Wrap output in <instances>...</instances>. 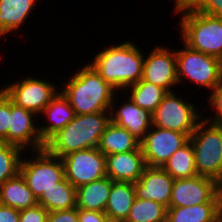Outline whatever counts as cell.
Instances as JSON below:
<instances>
[{
  "label": "cell",
  "mask_w": 222,
  "mask_h": 222,
  "mask_svg": "<svg viewBox=\"0 0 222 222\" xmlns=\"http://www.w3.org/2000/svg\"><path fill=\"white\" fill-rule=\"evenodd\" d=\"M144 52L135 43L112 44L97 52L90 64L116 90L125 92L128 86L143 77Z\"/></svg>",
  "instance_id": "1"
},
{
  "label": "cell",
  "mask_w": 222,
  "mask_h": 222,
  "mask_svg": "<svg viewBox=\"0 0 222 222\" xmlns=\"http://www.w3.org/2000/svg\"><path fill=\"white\" fill-rule=\"evenodd\" d=\"M73 75L60 91L68 99L75 114L110 112L118 91L107 83L90 63L82 66Z\"/></svg>",
  "instance_id": "2"
},
{
  "label": "cell",
  "mask_w": 222,
  "mask_h": 222,
  "mask_svg": "<svg viewBox=\"0 0 222 222\" xmlns=\"http://www.w3.org/2000/svg\"><path fill=\"white\" fill-rule=\"evenodd\" d=\"M109 122L110 112L76 115L45 143L44 148L50 154L62 158L74 151L98 147Z\"/></svg>",
  "instance_id": "3"
},
{
  "label": "cell",
  "mask_w": 222,
  "mask_h": 222,
  "mask_svg": "<svg viewBox=\"0 0 222 222\" xmlns=\"http://www.w3.org/2000/svg\"><path fill=\"white\" fill-rule=\"evenodd\" d=\"M176 13L181 14L179 32L183 44L222 60V18L197 12L193 8Z\"/></svg>",
  "instance_id": "4"
},
{
  "label": "cell",
  "mask_w": 222,
  "mask_h": 222,
  "mask_svg": "<svg viewBox=\"0 0 222 222\" xmlns=\"http://www.w3.org/2000/svg\"><path fill=\"white\" fill-rule=\"evenodd\" d=\"M189 140L198 175L212 178L222 185V126L202 118Z\"/></svg>",
  "instance_id": "5"
},
{
  "label": "cell",
  "mask_w": 222,
  "mask_h": 222,
  "mask_svg": "<svg viewBox=\"0 0 222 222\" xmlns=\"http://www.w3.org/2000/svg\"><path fill=\"white\" fill-rule=\"evenodd\" d=\"M183 46L184 49L175 50L178 85L189 79L212 91L222 77V60Z\"/></svg>",
  "instance_id": "6"
},
{
  "label": "cell",
  "mask_w": 222,
  "mask_h": 222,
  "mask_svg": "<svg viewBox=\"0 0 222 222\" xmlns=\"http://www.w3.org/2000/svg\"><path fill=\"white\" fill-rule=\"evenodd\" d=\"M33 153L35 156L33 154L31 159L22 157L20 174L38 199L42 192L48 191L57 186V182L63 181L65 172L62 159L50 154L45 148Z\"/></svg>",
  "instance_id": "7"
},
{
  "label": "cell",
  "mask_w": 222,
  "mask_h": 222,
  "mask_svg": "<svg viewBox=\"0 0 222 222\" xmlns=\"http://www.w3.org/2000/svg\"><path fill=\"white\" fill-rule=\"evenodd\" d=\"M179 94L168 92L152 113V125L187 134L194 132L203 118L192 102L185 101Z\"/></svg>",
  "instance_id": "8"
},
{
  "label": "cell",
  "mask_w": 222,
  "mask_h": 222,
  "mask_svg": "<svg viewBox=\"0 0 222 222\" xmlns=\"http://www.w3.org/2000/svg\"><path fill=\"white\" fill-rule=\"evenodd\" d=\"M53 82L31 77H25L22 81L4 85L1 90L17 106L41 115L44 108L60 91Z\"/></svg>",
  "instance_id": "9"
},
{
  "label": "cell",
  "mask_w": 222,
  "mask_h": 222,
  "mask_svg": "<svg viewBox=\"0 0 222 222\" xmlns=\"http://www.w3.org/2000/svg\"><path fill=\"white\" fill-rule=\"evenodd\" d=\"M203 203H222V185L219 182L200 175L174 179L169 207Z\"/></svg>",
  "instance_id": "10"
},
{
  "label": "cell",
  "mask_w": 222,
  "mask_h": 222,
  "mask_svg": "<svg viewBox=\"0 0 222 222\" xmlns=\"http://www.w3.org/2000/svg\"><path fill=\"white\" fill-rule=\"evenodd\" d=\"M61 159L65 178L75 188L106 176V157L97 147L74 151Z\"/></svg>",
  "instance_id": "11"
},
{
  "label": "cell",
  "mask_w": 222,
  "mask_h": 222,
  "mask_svg": "<svg viewBox=\"0 0 222 222\" xmlns=\"http://www.w3.org/2000/svg\"><path fill=\"white\" fill-rule=\"evenodd\" d=\"M189 138L185 133L152 125L140 142L146 166L162 167L176 150L189 141Z\"/></svg>",
  "instance_id": "12"
},
{
  "label": "cell",
  "mask_w": 222,
  "mask_h": 222,
  "mask_svg": "<svg viewBox=\"0 0 222 222\" xmlns=\"http://www.w3.org/2000/svg\"><path fill=\"white\" fill-rule=\"evenodd\" d=\"M160 46L153 47L145 55L142 80L173 92V87L178 86L175 50Z\"/></svg>",
  "instance_id": "13"
},
{
  "label": "cell",
  "mask_w": 222,
  "mask_h": 222,
  "mask_svg": "<svg viewBox=\"0 0 222 222\" xmlns=\"http://www.w3.org/2000/svg\"><path fill=\"white\" fill-rule=\"evenodd\" d=\"M34 118H37L34 112L19 107L10 100L8 143L17 145L27 151H29V147L32 151L43 149L45 143L39 133V124L37 126Z\"/></svg>",
  "instance_id": "14"
},
{
  "label": "cell",
  "mask_w": 222,
  "mask_h": 222,
  "mask_svg": "<svg viewBox=\"0 0 222 222\" xmlns=\"http://www.w3.org/2000/svg\"><path fill=\"white\" fill-rule=\"evenodd\" d=\"M174 179L162 167L146 166L133 183L136 198L152 200L169 208Z\"/></svg>",
  "instance_id": "15"
},
{
  "label": "cell",
  "mask_w": 222,
  "mask_h": 222,
  "mask_svg": "<svg viewBox=\"0 0 222 222\" xmlns=\"http://www.w3.org/2000/svg\"><path fill=\"white\" fill-rule=\"evenodd\" d=\"M117 98L118 96H114L110 107V121L127 129L141 142L152 127V113L136 105L130 97L127 98L128 101L121 103L117 109V103H115Z\"/></svg>",
  "instance_id": "16"
},
{
  "label": "cell",
  "mask_w": 222,
  "mask_h": 222,
  "mask_svg": "<svg viewBox=\"0 0 222 222\" xmlns=\"http://www.w3.org/2000/svg\"><path fill=\"white\" fill-rule=\"evenodd\" d=\"M105 157L106 176L112 181L137 182L146 167L141 146L133 151Z\"/></svg>",
  "instance_id": "17"
},
{
  "label": "cell",
  "mask_w": 222,
  "mask_h": 222,
  "mask_svg": "<svg viewBox=\"0 0 222 222\" xmlns=\"http://www.w3.org/2000/svg\"><path fill=\"white\" fill-rule=\"evenodd\" d=\"M41 114H45L48 125H40L39 133L42 141L46 143L54 134L64 128L75 116V111L70 106L68 99L61 91L44 108Z\"/></svg>",
  "instance_id": "18"
},
{
  "label": "cell",
  "mask_w": 222,
  "mask_h": 222,
  "mask_svg": "<svg viewBox=\"0 0 222 222\" xmlns=\"http://www.w3.org/2000/svg\"><path fill=\"white\" fill-rule=\"evenodd\" d=\"M113 181L105 176L76 188V207L97 212H105Z\"/></svg>",
  "instance_id": "19"
},
{
  "label": "cell",
  "mask_w": 222,
  "mask_h": 222,
  "mask_svg": "<svg viewBox=\"0 0 222 222\" xmlns=\"http://www.w3.org/2000/svg\"><path fill=\"white\" fill-rule=\"evenodd\" d=\"M35 3L37 0H0V39L21 28Z\"/></svg>",
  "instance_id": "20"
},
{
  "label": "cell",
  "mask_w": 222,
  "mask_h": 222,
  "mask_svg": "<svg viewBox=\"0 0 222 222\" xmlns=\"http://www.w3.org/2000/svg\"><path fill=\"white\" fill-rule=\"evenodd\" d=\"M0 204L22 210L37 205L38 200L19 173L0 185Z\"/></svg>",
  "instance_id": "21"
},
{
  "label": "cell",
  "mask_w": 222,
  "mask_h": 222,
  "mask_svg": "<svg viewBox=\"0 0 222 222\" xmlns=\"http://www.w3.org/2000/svg\"><path fill=\"white\" fill-rule=\"evenodd\" d=\"M140 147V141L127 129L119 127L111 121L105 127L104 133L98 145V149L105 155L123 153L136 150Z\"/></svg>",
  "instance_id": "22"
},
{
  "label": "cell",
  "mask_w": 222,
  "mask_h": 222,
  "mask_svg": "<svg viewBox=\"0 0 222 222\" xmlns=\"http://www.w3.org/2000/svg\"><path fill=\"white\" fill-rule=\"evenodd\" d=\"M222 215V203H203L167 208L166 222H215Z\"/></svg>",
  "instance_id": "23"
},
{
  "label": "cell",
  "mask_w": 222,
  "mask_h": 222,
  "mask_svg": "<svg viewBox=\"0 0 222 222\" xmlns=\"http://www.w3.org/2000/svg\"><path fill=\"white\" fill-rule=\"evenodd\" d=\"M135 198L133 183L113 181L105 208L106 216L125 221Z\"/></svg>",
  "instance_id": "24"
},
{
  "label": "cell",
  "mask_w": 222,
  "mask_h": 222,
  "mask_svg": "<svg viewBox=\"0 0 222 222\" xmlns=\"http://www.w3.org/2000/svg\"><path fill=\"white\" fill-rule=\"evenodd\" d=\"M38 204L48 212L69 210L76 207V188L65 178L57 186L42 192Z\"/></svg>",
  "instance_id": "25"
},
{
  "label": "cell",
  "mask_w": 222,
  "mask_h": 222,
  "mask_svg": "<svg viewBox=\"0 0 222 222\" xmlns=\"http://www.w3.org/2000/svg\"><path fill=\"white\" fill-rule=\"evenodd\" d=\"M162 168L173 179L190 178L198 175L190 140L179 150H176Z\"/></svg>",
  "instance_id": "26"
},
{
  "label": "cell",
  "mask_w": 222,
  "mask_h": 222,
  "mask_svg": "<svg viewBox=\"0 0 222 222\" xmlns=\"http://www.w3.org/2000/svg\"><path fill=\"white\" fill-rule=\"evenodd\" d=\"M125 90H130L128 91L130 96L127 97H130L136 105L150 113L155 111L163 97L168 93L164 88L142 79L138 83L128 86Z\"/></svg>",
  "instance_id": "27"
},
{
  "label": "cell",
  "mask_w": 222,
  "mask_h": 222,
  "mask_svg": "<svg viewBox=\"0 0 222 222\" xmlns=\"http://www.w3.org/2000/svg\"><path fill=\"white\" fill-rule=\"evenodd\" d=\"M167 207L152 200L135 198L124 222H166Z\"/></svg>",
  "instance_id": "28"
},
{
  "label": "cell",
  "mask_w": 222,
  "mask_h": 222,
  "mask_svg": "<svg viewBox=\"0 0 222 222\" xmlns=\"http://www.w3.org/2000/svg\"><path fill=\"white\" fill-rule=\"evenodd\" d=\"M24 151L17 145L0 141V185L20 173Z\"/></svg>",
  "instance_id": "29"
},
{
  "label": "cell",
  "mask_w": 222,
  "mask_h": 222,
  "mask_svg": "<svg viewBox=\"0 0 222 222\" xmlns=\"http://www.w3.org/2000/svg\"><path fill=\"white\" fill-rule=\"evenodd\" d=\"M209 104L212 106V110H214V117H206L205 119L213 123L215 125L222 126V77L220 81L216 84L214 89L211 91L209 97L207 98Z\"/></svg>",
  "instance_id": "30"
},
{
  "label": "cell",
  "mask_w": 222,
  "mask_h": 222,
  "mask_svg": "<svg viewBox=\"0 0 222 222\" xmlns=\"http://www.w3.org/2000/svg\"><path fill=\"white\" fill-rule=\"evenodd\" d=\"M10 121V99L0 89V141L8 143V126Z\"/></svg>",
  "instance_id": "31"
},
{
  "label": "cell",
  "mask_w": 222,
  "mask_h": 222,
  "mask_svg": "<svg viewBox=\"0 0 222 222\" xmlns=\"http://www.w3.org/2000/svg\"><path fill=\"white\" fill-rule=\"evenodd\" d=\"M48 211L37 204L27 209L19 210V222H47Z\"/></svg>",
  "instance_id": "32"
},
{
  "label": "cell",
  "mask_w": 222,
  "mask_h": 222,
  "mask_svg": "<svg viewBox=\"0 0 222 222\" xmlns=\"http://www.w3.org/2000/svg\"><path fill=\"white\" fill-rule=\"evenodd\" d=\"M193 9L197 12L222 18V0H200Z\"/></svg>",
  "instance_id": "33"
},
{
  "label": "cell",
  "mask_w": 222,
  "mask_h": 222,
  "mask_svg": "<svg viewBox=\"0 0 222 222\" xmlns=\"http://www.w3.org/2000/svg\"><path fill=\"white\" fill-rule=\"evenodd\" d=\"M47 222H79L78 208L49 212Z\"/></svg>",
  "instance_id": "34"
},
{
  "label": "cell",
  "mask_w": 222,
  "mask_h": 222,
  "mask_svg": "<svg viewBox=\"0 0 222 222\" xmlns=\"http://www.w3.org/2000/svg\"><path fill=\"white\" fill-rule=\"evenodd\" d=\"M105 212L78 209L79 222H102Z\"/></svg>",
  "instance_id": "35"
},
{
  "label": "cell",
  "mask_w": 222,
  "mask_h": 222,
  "mask_svg": "<svg viewBox=\"0 0 222 222\" xmlns=\"http://www.w3.org/2000/svg\"><path fill=\"white\" fill-rule=\"evenodd\" d=\"M0 222H19V210L0 204Z\"/></svg>",
  "instance_id": "36"
},
{
  "label": "cell",
  "mask_w": 222,
  "mask_h": 222,
  "mask_svg": "<svg viewBox=\"0 0 222 222\" xmlns=\"http://www.w3.org/2000/svg\"><path fill=\"white\" fill-rule=\"evenodd\" d=\"M175 1L174 11L178 12L183 9L194 8L200 0H173Z\"/></svg>",
  "instance_id": "37"
},
{
  "label": "cell",
  "mask_w": 222,
  "mask_h": 222,
  "mask_svg": "<svg viewBox=\"0 0 222 222\" xmlns=\"http://www.w3.org/2000/svg\"><path fill=\"white\" fill-rule=\"evenodd\" d=\"M102 222H124V221H123V220H120V219H117V218L105 216V217L103 218Z\"/></svg>",
  "instance_id": "38"
},
{
  "label": "cell",
  "mask_w": 222,
  "mask_h": 222,
  "mask_svg": "<svg viewBox=\"0 0 222 222\" xmlns=\"http://www.w3.org/2000/svg\"><path fill=\"white\" fill-rule=\"evenodd\" d=\"M215 222H222V215Z\"/></svg>",
  "instance_id": "39"
}]
</instances>
